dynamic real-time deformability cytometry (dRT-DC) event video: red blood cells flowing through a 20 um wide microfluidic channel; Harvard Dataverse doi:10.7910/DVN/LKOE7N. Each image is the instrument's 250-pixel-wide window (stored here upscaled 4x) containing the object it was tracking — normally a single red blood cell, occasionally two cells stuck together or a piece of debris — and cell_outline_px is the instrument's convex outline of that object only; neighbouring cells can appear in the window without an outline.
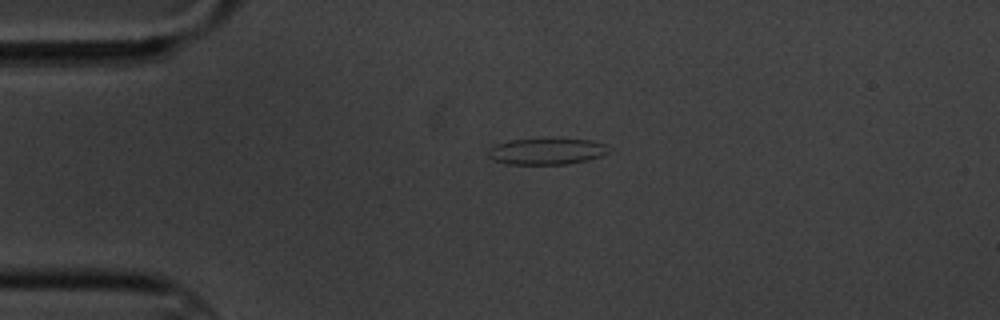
{"species": "common noctule bat (a hibernating species)", "species_latin": "Nyctalus noctula", "temperature_condition": "cold", "stored_images_in_passage": 2, "camera_frame_rate_fps": 3000, "um_per_image_px": 0.085, "animal": {"sex": "male", "body_mass_g": 20.1, "forearm_length_mm": 53.5}, "frame": {"image": 1, "passage_image": 1, "time_ms": 0.0, "image_size_px": [1000, 320], "cell_outline_px": [[608, 152], [600, 156], [588, 160], [568, 164], [508, 164], [492, 160], [488, 156], [488, 148], [496, 144], [512, 140], [552, 136], [556, 136], [592, 140], [604, 144]], "centroid_in_image_um": [46.44, 12.82], "position_along_channel_um": 38.6, "area_um2": 19.25}}